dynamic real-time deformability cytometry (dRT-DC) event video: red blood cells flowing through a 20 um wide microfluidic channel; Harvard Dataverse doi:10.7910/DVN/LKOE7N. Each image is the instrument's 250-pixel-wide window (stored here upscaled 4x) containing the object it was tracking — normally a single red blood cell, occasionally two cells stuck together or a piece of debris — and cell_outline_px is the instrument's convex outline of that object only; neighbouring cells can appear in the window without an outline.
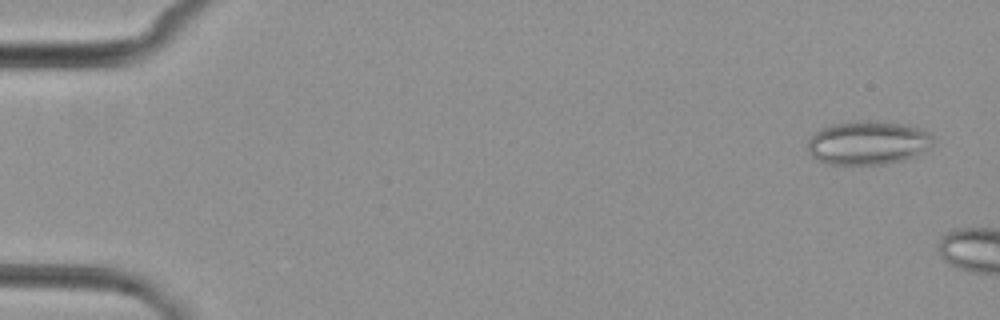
{"species": "common noctule bat (a hibernating species)", "species_latin": "Nyctalus noctula", "temperature_condition": "cold", "stored_images_in_passage": 3, "camera_frame_rate_fps": 3000, "um_per_image_px": 0.085, "animal": {"sex": "female", "body_mass_g": 29.2, "forearm_length_mm": 56.3}, "frame": {"image": 1, "passage_image": 1, "time_ms": 0.0, "image_size_px": [1000, 320], "cell_outline_px": [[932, 144], [928, 148], [904, 160], [884, 164], [828, 164], [816, 160], [812, 156], [808, 148], [808, 140], [820, 128], [832, 124], [856, 120], [876, 120], [912, 124], [932, 132]], "centroid_in_image_um": [73.8, 12.1], "position_along_channel_um": 11.2, "area_um2": 32.43}}